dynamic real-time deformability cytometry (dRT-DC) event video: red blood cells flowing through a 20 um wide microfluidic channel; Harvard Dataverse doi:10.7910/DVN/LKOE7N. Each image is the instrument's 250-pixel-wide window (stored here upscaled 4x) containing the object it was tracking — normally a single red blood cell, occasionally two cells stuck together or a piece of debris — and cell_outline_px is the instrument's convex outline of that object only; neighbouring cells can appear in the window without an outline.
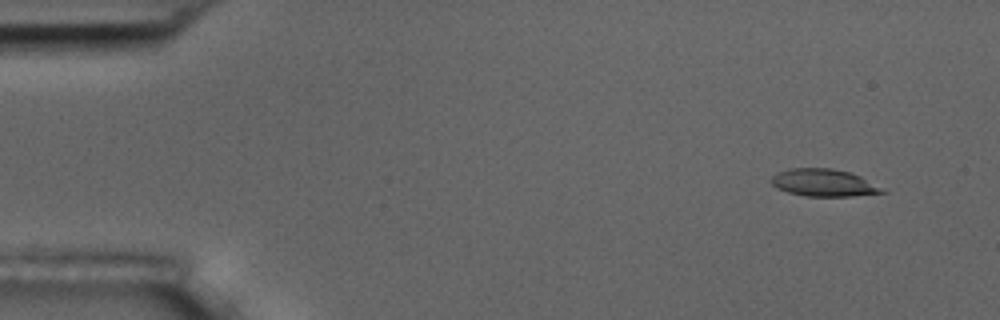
{"species": "common noctule bat (a hibernating species)", "species_latin": "Nyctalus noctula", "temperature_condition": "room temperature", "stored_images_in_passage": 10, "camera_frame_rate_fps": 3000, "um_per_image_px": 0.085, "animal": {"sex": "male", "body_mass_g": 17.5, "forearm_length_mm": 52.3}, "frame": {"image": 1, "passage_image": 1, "time_ms": 0.0, "image_size_px": [1000, 320], "cell_outline_px": [[888, 192], [852, 196], [804, 196], [788, 192], [776, 188], [772, 184], [772, 176], [776, 172], [788, 168], [832, 168], [848, 172], [860, 176]], "centroid_in_image_um": [69.96, 15.53], "position_along_channel_um": 15.0, "area_um2": 17.57}}
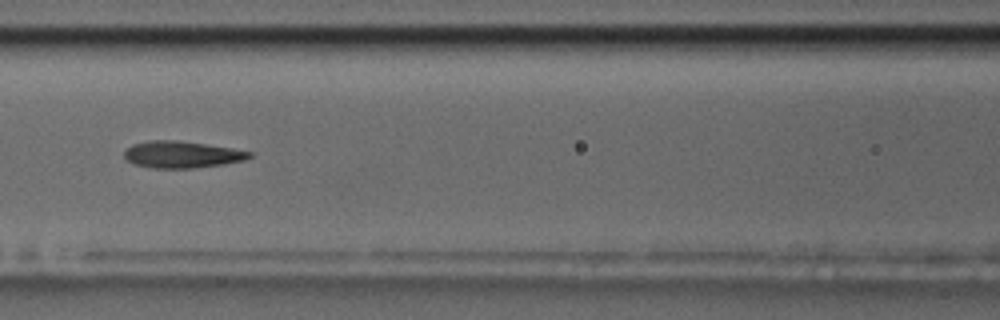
{"frame": {"image": 2, "passage_image": 7, "time_ms": 6.667, "image_size_px": [1000, 320], "cell_outline_px": [[252, 156], [244, 160], [224, 164], [192, 168], [152, 168], [136, 164], [128, 160], [124, 156], [124, 152], [132, 144], [148, 140], [176, 140], [232, 148], [252, 152]], "centroid_in_image_um": [15.46, 13.13], "position_along_channel_um": 151.1, "area_um2": 19.36}}
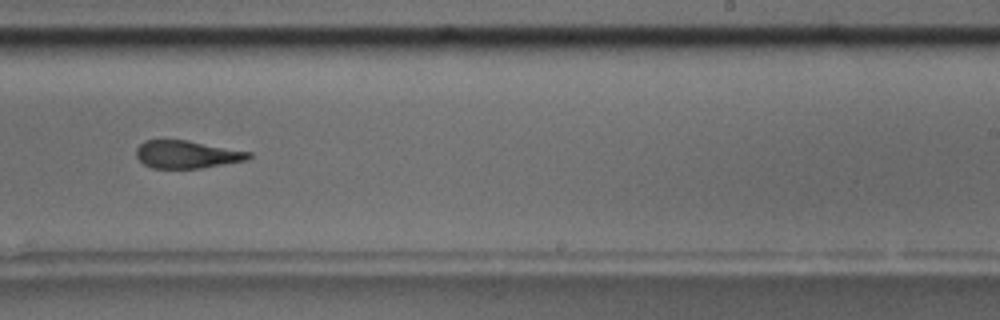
{"frame": {"image": 3, "passage_image": 10, "time_ms": 10.0, "image_size_px": [1000, 320], "cell_outline_px": [[252, 156], [248, 160], [200, 168], [152, 168], [144, 164], [136, 156], [136, 148], [144, 140], [188, 140], [252, 152]], "centroid_in_image_um": [15.9, 13.12], "position_along_channel_um": 273.1, "area_um2": 18.21}}